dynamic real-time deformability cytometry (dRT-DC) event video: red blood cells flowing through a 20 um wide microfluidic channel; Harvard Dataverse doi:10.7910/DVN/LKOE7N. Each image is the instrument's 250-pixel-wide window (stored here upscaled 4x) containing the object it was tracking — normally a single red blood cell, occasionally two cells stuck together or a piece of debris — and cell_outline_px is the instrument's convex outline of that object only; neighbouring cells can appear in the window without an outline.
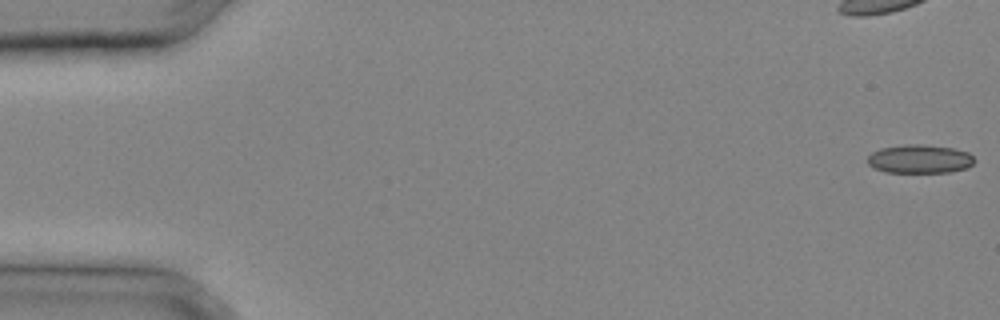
{"species": "common noctule bat (a hibernating species)", "species_latin": "Nyctalus noctula", "temperature_condition": "cold", "stored_images_in_passage": 24, "camera_frame_rate_fps": 3000, "um_per_image_px": 0.085, "animal": {"sex": "male", "body_mass_g": 20.4}, "frame": {"image": 1, "passage_image": 1, "time_ms": 0.0, "image_size_px": [1000, 320], "cell_outline_px": [[976, 160], [968, 168], [948, 172], [884, 172], [872, 168], [868, 164], [868, 156], [872, 152], [880, 148], [904, 144], [920, 144], [952, 148], [968, 152]], "centroid_in_image_um": [78.15, 13.51], "position_along_channel_um": 6.8, "area_um2": 17.92}}